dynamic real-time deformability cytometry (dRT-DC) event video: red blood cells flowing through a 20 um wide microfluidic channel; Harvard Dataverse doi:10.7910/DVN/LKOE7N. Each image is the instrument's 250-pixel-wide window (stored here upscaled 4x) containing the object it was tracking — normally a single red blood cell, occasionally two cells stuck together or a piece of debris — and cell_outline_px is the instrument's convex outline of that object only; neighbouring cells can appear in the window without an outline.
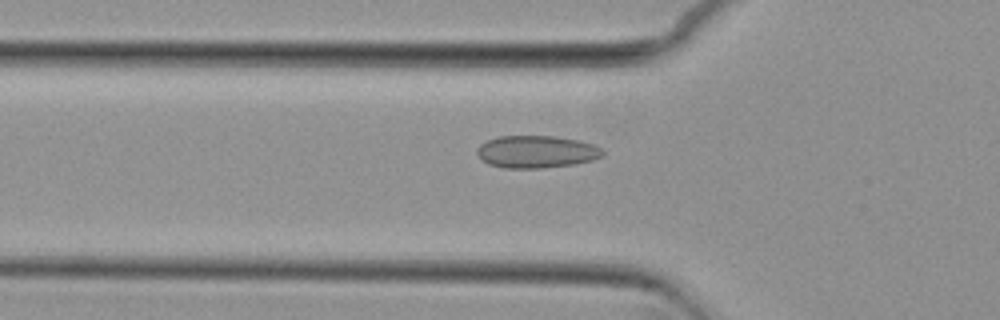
{"species": "common noctule bat (a hibernating species)", "species_latin": "Nyctalus noctula", "temperature_condition": "cold", "stored_images_in_passage": 50, "camera_frame_rate_fps": 3000, "um_per_image_px": 0.085, "animal": {"sex": "female", "body_mass_g": 29.2, "forearm_length_mm": 56.3}, "frame": {"image": 1, "passage_image": 19, "time_ms": 6.0, "image_size_px": [1000, 320], "cell_outline_px": [[604, 156], [592, 160], [576, 164], [540, 168], [504, 168], [488, 164], [476, 152], [476, 148], [480, 144], [496, 136], [556, 136], [580, 140], [592, 144], [600, 148], [604, 152]], "centroid_in_image_um": [45.61, 12.89], "position_along_channel_um": 80.2, "area_um2": 23.81}}
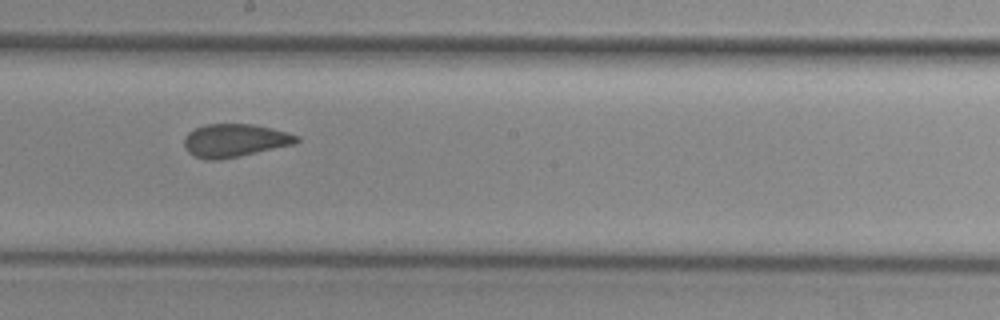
{"frame": {"image": 2, "passage_image": 31, "time_ms": 10.0, "image_size_px": [1000, 320], "cell_outline_px": [[300, 140], [296, 144], [220, 160], [204, 160], [188, 152], [184, 144], [184, 140], [188, 132], [204, 124], [252, 124], [272, 128], [288, 132], [300, 136]], "centroid_in_image_um": [19.98, 11.94], "position_along_channel_um": 228.2, "area_um2": 21.79}}
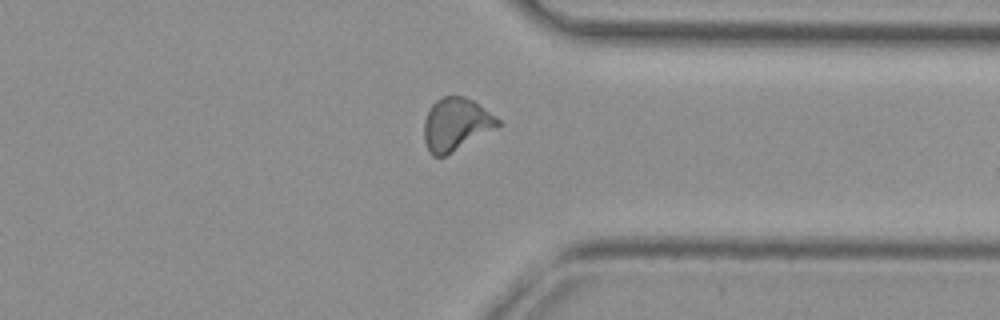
{"frame": {"image": 3, "passage_image": 43, "time_ms": 14.0, "image_size_px": [1000, 320], "cell_outline_px": [[500, 124], [496, 128], [444, 156], [432, 156], [428, 152], [424, 140], [424, 120], [432, 104], [436, 100], [444, 96], [464, 96], [472, 100], [500, 120]], "centroid_in_image_um": [38.72, 10.57], "position_along_channel_um": 372.7, "area_um2": 22.31}, "authors_computed_cell_mechanics": {"area_um2": 22.3686, "velocity_mm_per_s": 3.6866, "shape_relaxation_time_tau1_ms": null, "shape_relaxation_time_tau2_ms": 0.8559, "deformation_change_tau1": null, "deformation_change_tau2": 0.0497}}